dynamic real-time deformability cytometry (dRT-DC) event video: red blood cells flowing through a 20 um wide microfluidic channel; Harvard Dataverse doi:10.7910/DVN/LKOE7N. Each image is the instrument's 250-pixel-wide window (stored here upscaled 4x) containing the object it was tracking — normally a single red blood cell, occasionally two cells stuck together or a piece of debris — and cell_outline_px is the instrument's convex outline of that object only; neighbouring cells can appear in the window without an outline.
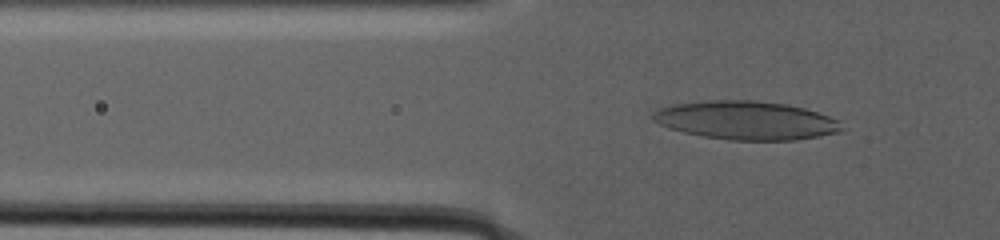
{"species": "human", "species_latin": "Homo sapiens", "temperature_condition": "warm", "stored_images_in_passage": 137, "camera_frame_rate_fps": 3000, "um_per_image_px": 0.085, "donor": {"sex": "male"}, "frame": {"image": 1, "passage_image": 52, "time_ms": 14.333, "image_size_px": [1000, 240], "cell_outline_px": [[844, 128], [840, 132], [796, 140], [728, 140], [704, 136], [684, 132], [668, 128], [652, 120], [652, 112], [660, 108], [672, 104], [712, 100], [752, 100], [784, 104], [804, 108], [840, 120]], "centroid_in_image_um": [63.42, 10.23], "position_along_channel_um": 62.4, "area_um2": 42.37}}
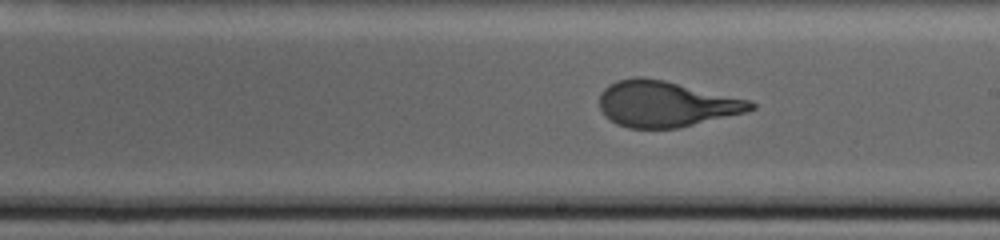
{"frame": {"image": 2, "passage_image": 97, "time_ms": 24.0, "image_size_px": [1000, 240], "cell_outline_px": [[756, 108], [748, 112], [680, 128], [628, 128], [616, 124], [604, 116], [600, 108], [600, 92], [608, 84], [616, 80], [636, 76], [640, 76], [664, 80], [752, 100], [756, 104]], "centroid_in_image_um": [56.62, 8.83], "position_along_channel_um": 232.4, "area_um2": 40.98}}
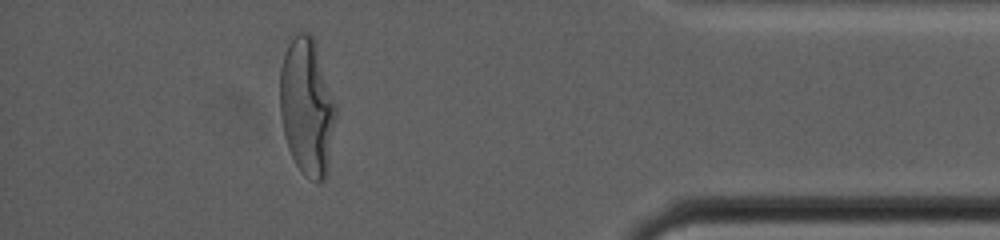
{"frame": {"image": 3, "passage_image": 128, "time_ms": 34.667, "image_size_px": [1000, 240], "cell_outline_px": [[336, 116], [328, 164], [324, 180], [316, 180], [304, 172], [296, 164], [288, 148], [284, 136], [280, 116], [280, 68], [284, 52], [288, 44], [296, 32], [308, 32], [312, 36], [316, 44], [336, 108]], "centroid_in_image_um": [26.06, 9.02], "position_along_channel_um": 409.1, "area_um2": 43.99}}